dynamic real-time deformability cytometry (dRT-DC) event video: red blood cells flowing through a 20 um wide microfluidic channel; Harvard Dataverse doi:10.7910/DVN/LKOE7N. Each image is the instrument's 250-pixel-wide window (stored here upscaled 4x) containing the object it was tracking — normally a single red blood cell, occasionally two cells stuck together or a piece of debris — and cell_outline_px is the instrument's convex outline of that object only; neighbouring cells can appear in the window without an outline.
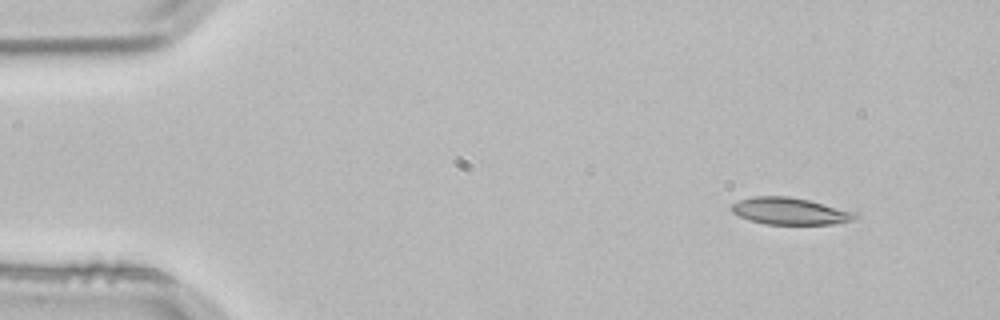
{"species": "common noctule bat (a hibernating species)", "species_latin": "Nyctalus noctula", "temperature_condition": "room temperature", "stored_images_in_passage": 49, "camera_frame_rate_fps": 3000, "um_per_image_px": 0.085, "animal": {"sex": "male", "body_mass_g": 21.5, "forearm_length_mm": 52.0}, "frame": {"image": 1, "passage_image": 1, "time_ms": 0.0, "image_size_px": [1000, 320], "cell_outline_px": [[860, 216], [848, 220], [832, 224], [764, 224], [748, 220], [732, 212], [732, 204], [740, 200], [752, 196], [788, 196], [808, 200], [856, 212]], "centroid_in_image_um": [67.11, 17.94], "position_along_channel_um": 17.9, "area_um2": 19.19}}
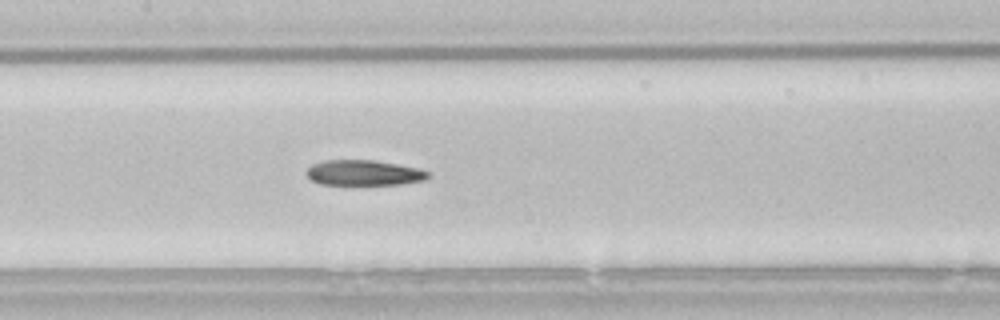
{"frame": {"image": 2, "passage_image": 21, "time_ms": 6.667, "image_size_px": [1000, 320], "cell_outline_px": [[428, 176], [424, 180], [400, 184], [320, 184], [312, 180], [304, 172], [312, 164], [324, 160], [372, 160], [420, 168], [428, 172]], "centroid_in_image_um": [30.89, 14.68], "position_along_channel_um": 176.5, "area_um2": 17.8}}
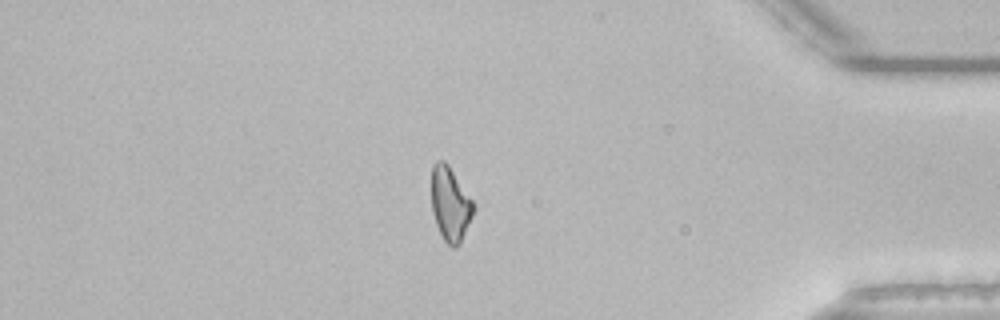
{"frame": {"image": 3, "passage_image": 41, "time_ms": 13.333, "image_size_px": [1000, 320], "cell_outline_px": [[476, 208], [460, 244], [456, 248], [452, 248], [444, 240], [436, 224], [432, 212], [432, 164], [436, 160], [444, 160], [448, 164], [476, 204]], "centroid_in_image_um": [38.29, 17.34], "position_along_channel_um": 396.9, "area_um2": 18.38}}